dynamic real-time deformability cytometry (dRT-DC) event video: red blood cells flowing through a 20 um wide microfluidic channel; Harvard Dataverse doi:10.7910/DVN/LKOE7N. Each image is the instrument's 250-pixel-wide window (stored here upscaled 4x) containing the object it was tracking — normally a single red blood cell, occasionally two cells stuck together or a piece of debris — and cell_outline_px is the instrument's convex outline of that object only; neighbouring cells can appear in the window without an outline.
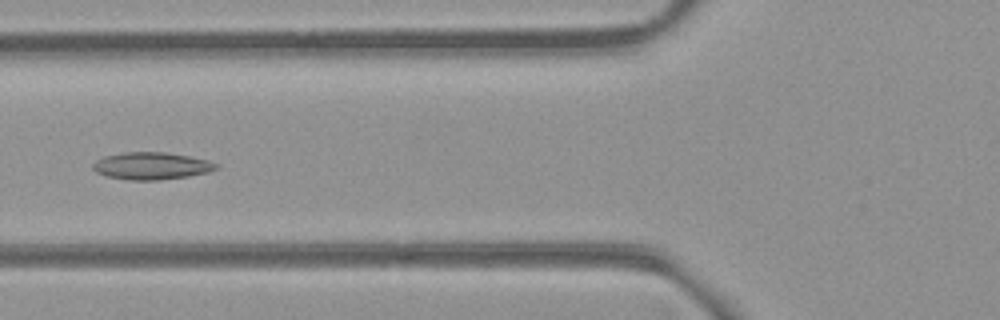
{"species": "common noctule bat (a hibernating species)", "species_latin": "Nyctalus noctula", "temperature_condition": "room temperature", "stored_images_in_passage": 53, "camera_frame_rate_fps": 3000, "um_per_image_px": 0.085, "animal": {"sex": "female", "body_mass_g": 21.9}, "frame": {"image": 1, "passage_image": 20, "time_ms": 6.333, "image_size_px": [1000, 320], "cell_outline_px": [[220, 168], [208, 172], [188, 176], [160, 180], [128, 180], [108, 176], [96, 172], [92, 168], [92, 164], [96, 160], [104, 156], [124, 152], [164, 152], [188, 156], [208, 160], [220, 164]], "centroid_in_image_um": [12.89, 14.1], "position_along_channel_um": 112.9, "area_um2": 19.65}}
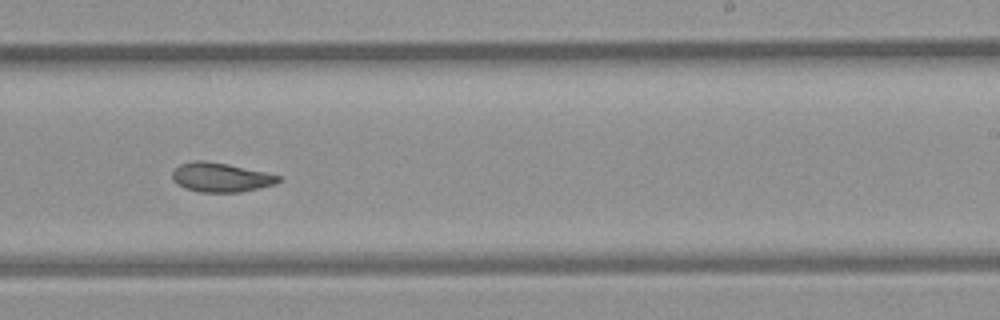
{"frame": {"image": 2, "passage_image": 32, "time_ms": 10.333, "image_size_px": [1000, 320], "cell_outline_px": [[280, 180], [276, 184], [240, 192], [200, 192], [184, 188], [176, 184], [172, 180], [172, 172], [180, 164], [192, 160], [204, 160], [228, 164], [264, 172], [280, 176]], "centroid_in_image_um": [18.72, 15.07], "position_along_channel_um": 270.3, "area_um2": 18.09}}
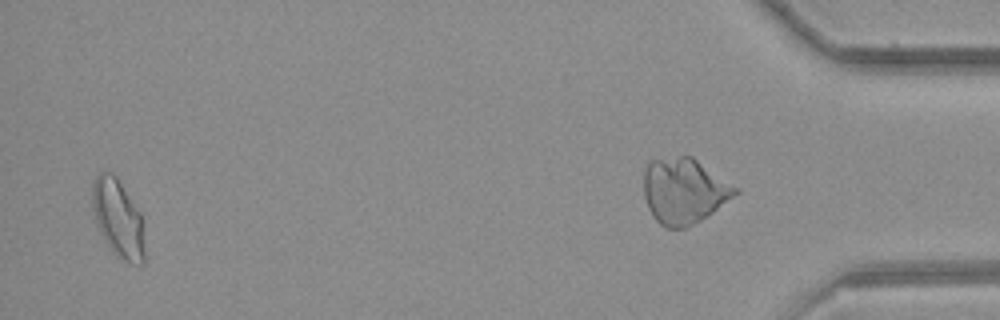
{"frame": {"image": 3, "passage_image": 51, "time_ms": 16.667, "image_size_px": [1000, 320], "cell_outline_px": [[144, 264], [132, 264], [120, 260], [112, 252], [96, 220], [92, 208], [92, 184], [96, 176], [100, 172], [112, 172], [116, 176], [140, 212], [144, 248]], "centroid_in_image_um": [10.03, 18.57], "position_along_channel_um": 425.2, "area_um2": 23.41}, "authors_computed_cell_mechanics": {"area_um2": 19.7098, "velocity_mm_per_s": 3.9336, "shape_relaxation_time_tau1_ms": null, "shape_relaxation_time_tau2_ms": 3.3795, "deformation_change_tau1": null, "deformation_change_tau2": 0.0695}}